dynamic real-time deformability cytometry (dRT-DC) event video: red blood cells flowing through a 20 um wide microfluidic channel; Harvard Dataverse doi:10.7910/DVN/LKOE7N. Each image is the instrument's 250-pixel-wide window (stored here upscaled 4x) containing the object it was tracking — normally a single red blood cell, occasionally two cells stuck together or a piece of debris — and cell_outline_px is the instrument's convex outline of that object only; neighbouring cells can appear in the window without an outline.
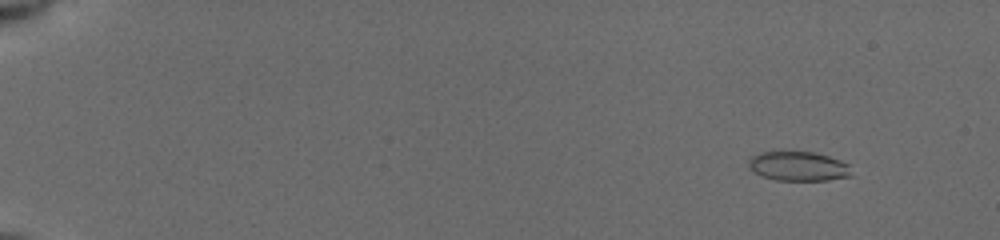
{"species": "common noctule bat (a hibernating species)", "species_latin": "Nyctalus noctula", "temperature_condition": "cold", "stored_images_in_passage": 37, "camera_frame_rate_fps": 3000, "um_per_image_px": 0.085, "animal": {"sex": "female", "body_mass_g": 19.5, "forearm_length_mm": 54.1}, "frame": {"image": 1, "passage_image": 5, "time_ms": 1.333, "image_size_px": [1000, 240], "cell_outline_px": [[852, 176], [828, 180], [776, 180], [760, 176], [748, 164], [748, 160], [752, 156], [760, 152], [812, 152], [828, 156], [840, 160], [848, 164]], "centroid_in_image_um": [67.87, 14.13], "position_along_channel_um": 17.1, "area_um2": 17.46}}
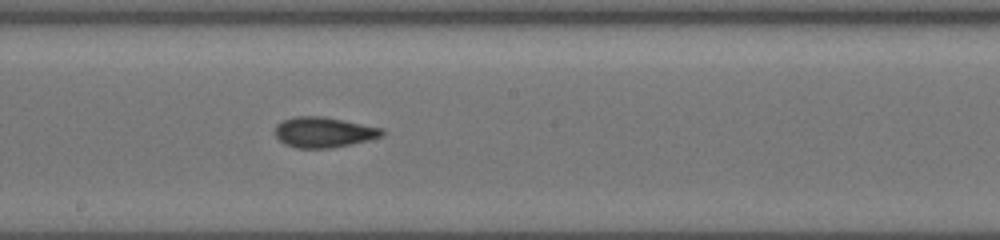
{"frame": {"image": 2, "passage_image": 20, "time_ms": 10.333, "image_size_px": [1000, 240], "cell_outline_px": [[384, 132], [380, 136], [368, 140], [352, 144], [332, 148], [296, 148], [284, 144], [276, 136], [276, 124], [280, 120], [296, 116], [324, 116], [380, 128]], "centroid_in_image_um": [27.45, 11.24], "position_along_channel_um": 220.7, "area_um2": 18.84}}
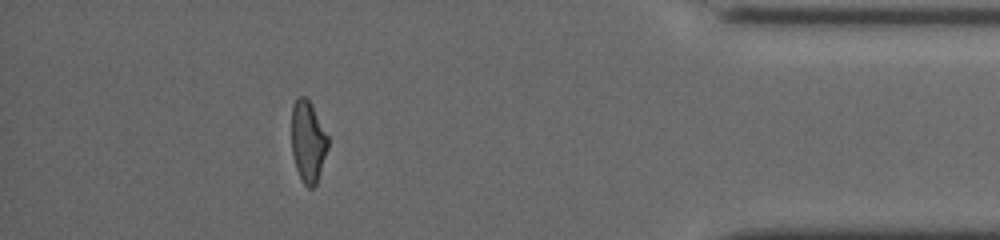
{"frame": {"image": 3, "passage_image": 33, "time_ms": 16.0, "image_size_px": [1000, 240], "cell_outline_px": [[328, 148], [316, 184], [312, 188], [308, 188], [300, 180], [296, 168], [292, 152], [292, 104], [300, 96], [304, 96], [312, 104], [328, 136]], "centroid_in_image_um": [26.18, 12.04], "position_along_channel_um": 409.0, "area_um2": 17.28}, "authors_computed_cell_mechanics": {"area_um2": 18.207, "velocity_mm_per_s": 3.9554, "shape_relaxation_time_tau1_ms": 4.6738, "shape_relaxation_time_tau2_ms": 2.3728, "deformation_change_tau1": 0.1222, "deformation_change_tau2": 0.0852}}